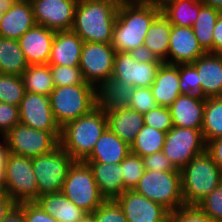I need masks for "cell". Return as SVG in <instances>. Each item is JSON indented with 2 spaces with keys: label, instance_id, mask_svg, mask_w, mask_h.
Listing matches in <instances>:
<instances>
[{
  "label": "cell",
  "instance_id": "cell-23",
  "mask_svg": "<svg viewBox=\"0 0 222 222\" xmlns=\"http://www.w3.org/2000/svg\"><path fill=\"white\" fill-rule=\"evenodd\" d=\"M108 128L130 146L145 125L143 114L129 107L105 109Z\"/></svg>",
  "mask_w": 222,
  "mask_h": 222
},
{
  "label": "cell",
  "instance_id": "cell-46",
  "mask_svg": "<svg viewBox=\"0 0 222 222\" xmlns=\"http://www.w3.org/2000/svg\"><path fill=\"white\" fill-rule=\"evenodd\" d=\"M145 170L150 171H180L174 164L160 151L145 157H142Z\"/></svg>",
  "mask_w": 222,
  "mask_h": 222
},
{
  "label": "cell",
  "instance_id": "cell-29",
  "mask_svg": "<svg viewBox=\"0 0 222 222\" xmlns=\"http://www.w3.org/2000/svg\"><path fill=\"white\" fill-rule=\"evenodd\" d=\"M203 5L200 0H165L160 6L171 25L192 27Z\"/></svg>",
  "mask_w": 222,
  "mask_h": 222
},
{
  "label": "cell",
  "instance_id": "cell-8",
  "mask_svg": "<svg viewBox=\"0 0 222 222\" xmlns=\"http://www.w3.org/2000/svg\"><path fill=\"white\" fill-rule=\"evenodd\" d=\"M74 159L59 145L53 151L32 157L38 197L60 192Z\"/></svg>",
  "mask_w": 222,
  "mask_h": 222
},
{
  "label": "cell",
  "instance_id": "cell-30",
  "mask_svg": "<svg viewBox=\"0 0 222 222\" xmlns=\"http://www.w3.org/2000/svg\"><path fill=\"white\" fill-rule=\"evenodd\" d=\"M171 24L161 13L150 25L144 45L164 63L168 64Z\"/></svg>",
  "mask_w": 222,
  "mask_h": 222
},
{
  "label": "cell",
  "instance_id": "cell-4",
  "mask_svg": "<svg viewBox=\"0 0 222 222\" xmlns=\"http://www.w3.org/2000/svg\"><path fill=\"white\" fill-rule=\"evenodd\" d=\"M180 172L185 206H196L222 182V170L206 150Z\"/></svg>",
  "mask_w": 222,
  "mask_h": 222
},
{
  "label": "cell",
  "instance_id": "cell-57",
  "mask_svg": "<svg viewBox=\"0 0 222 222\" xmlns=\"http://www.w3.org/2000/svg\"><path fill=\"white\" fill-rule=\"evenodd\" d=\"M4 170L5 168H0V194L6 193L4 188Z\"/></svg>",
  "mask_w": 222,
  "mask_h": 222
},
{
  "label": "cell",
  "instance_id": "cell-52",
  "mask_svg": "<svg viewBox=\"0 0 222 222\" xmlns=\"http://www.w3.org/2000/svg\"><path fill=\"white\" fill-rule=\"evenodd\" d=\"M2 222H25L24 214L22 211V203L17 204L6 215Z\"/></svg>",
  "mask_w": 222,
  "mask_h": 222
},
{
  "label": "cell",
  "instance_id": "cell-25",
  "mask_svg": "<svg viewBox=\"0 0 222 222\" xmlns=\"http://www.w3.org/2000/svg\"><path fill=\"white\" fill-rule=\"evenodd\" d=\"M131 153V146L109 128L100 136L91 155L84 162L121 163Z\"/></svg>",
  "mask_w": 222,
  "mask_h": 222
},
{
  "label": "cell",
  "instance_id": "cell-11",
  "mask_svg": "<svg viewBox=\"0 0 222 222\" xmlns=\"http://www.w3.org/2000/svg\"><path fill=\"white\" fill-rule=\"evenodd\" d=\"M206 150L201 129L173 127L165 136L162 152L181 170L195 156Z\"/></svg>",
  "mask_w": 222,
  "mask_h": 222
},
{
  "label": "cell",
  "instance_id": "cell-13",
  "mask_svg": "<svg viewBox=\"0 0 222 222\" xmlns=\"http://www.w3.org/2000/svg\"><path fill=\"white\" fill-rule=\"evenodd\" d=\"M19 119L20 123L51 132L60 140L61 128L54 119L49 96L26 92L19 105Z\"/></svg>",
  "mask_w": 222,
  "mask_h": 222
},
{
  "label": "cell",
  "instance_id": "cell-53",
  "mask_svg": "<svg viewBox=\"0 0 222 222\" xmlns=\"http://www.w3.org/2000/svg\"><path fill=\"white\" fill-rule=\"evenodd\" d=\"M9 153H10V151H9L7 142L4 137H1V141H0V168H5Z\"/></svg>",
  "mask_w": 222,
  "mask_h": 222
},
{
  "label": "cell",
  "instance_id": "cell-41",
  "mask_svg": "<svg viewBox=\"0 0 222 222\" xmlns=\"http://www.w3.org/2000/svg\"><path fill=\"white\" fill-rule=\"evenodd\" d=\"M144 123L157 130L168 132L174 127L169 107L158 106L143 114Z\"/></svg>",
  "mask_w": 222,
  "mask_h": 222
},
{
  "label": "cell",
  "instance_id": "cell-3",
  "mask_svg": "<svg viewBox=\"0 0 222 222\" xmlns=\"http://www.w3.org/2000/svg\"><path fill=\"white\" fill-rule=\"evenodd\" d=\"M160 14V5H119L112 47L116 52H129L144 45L150 25Z\"/></svg>",
  "mask_w": 222,
  "mask_h": 222
},
{
  "label": "cell",
  "instance_id": "cell-33",
  "mask_svg": "<svg viewBox=\"0 0 222 222\" xmlns=\"http://www.w3.org/2000/svg\"><path fill=\"white\" fill-rule=\"evenodd\" d=\"M220 12L211 6L203 5L192 26L198 44L205 53H213V30Z\"/></svg>",
  "mask_w": 222,
  "mask_h": 222
},
{
  "label": "cell",
  "instance_id": "cell-1",
  "mask_svg": "<svg viewBox=\"0 0 222 222\" xmlns=\"http://www.w3.org/2000/svg\"><path fill=\"white\" fill-rule=\"evenodd\" d=\"M118 7L108 0H78L71 30L84 42L112 43Z\"/></svg>",
  "mask_w": 222,
  "mask_h": 222
},
{
  "label": "cell",
  "instance_id": "cell-9",
  "mask_svg": "<svg viewBox=\"0 0 222 222\" xmlns=\"http://www.w3.org/2000/svg\"><path fill=\"white\" fill-rule=\"evenodd\" d=\"M4 188L17 204L38 198L32 158L9 153L4 170Z\"/></svg>",
  "mask_w": 222,
  "mask_h": 222
},
{
  "label": "cell",
  "instance_id": "cell-44",
  "mask_svg": "<svg viewBox=\"0 0 222 222\" xmlns=\"http://www.w3.org/2000/svg\"><path fill=\"white\" fill-rule=\"evenodd\" d=\"M18 123L19 106L0 102V135L4 137Z\"/></svg>",
  "mask_w": 222,
  "mask_h": 222
},
{
  "label": "cell",
  "instance_id": "cell-43",
  "mask_svg": "<svg viewBox=\"0 0 222 222\" xmlns=\"http://www.w3.org/2000/svg\"><path fill=\"white\" fill-rule=\"evenodd\" d=\"M159 105L155 101L150 87H137L134 89L132 98L130 99L128 107L145 114L149 110L155 109Z\"/></svg>",
  "mask_w": 222,
  "mask_h": 222
},
{
  "label": "cell",
  "instance_id": "cell-59",
  "mask_svg": "<svg viewBox=\"0 0 222 222\" xmlns=\"http://www.w3.org/2000/svg\"><path fill=\"white\" fill-rule=\"evenodd\" d=\"M165 0H155V5H161Z\"/></svg>",
  "mask_w": 222,
  "mask_h": 222
},
{
  "label": "cell",
  "instance_id": "cell-21",
  "mask_svg": "<svg viewBox=\"0 0 222 222\" xmlns=\"http://www.w3.org/2000/svg\"><path fill=\"white\" fill-rule=\"evenodd\" d=\"M84 41L72 30L56 31L48 65L79 66Z\"/></svg>",
  "mask_w": 222,
  "mask_h": 222
},
{
  "label": "cell",
  "instance_id": "cell-5",
  "mask_svg": "<svg viewBox=\"0 0 222 222\" xmlns=\"http://www.w3.org/2000/svg\"><path fill=\"white\" fill-rule=\"evenodd\" d=\"M49 97L54 119L60 128L97 106V89L90 84L55 87Z\"/></svg>",
  "mask_w": 222,
  "mask_h": 222
},
{
  "label": "cell",
  "instance_id": "cell-60",
  "mask_svg": "<svg viewBox=\"0 0 222 222\" xmlns=\"http://www.w3.org/2000/svg\"><path fill=\"white\" fill-rule=\"evenodd\" d=\"M108 1H113V2H117L119 4L120 0H108Z\"/></svg>",
  "mask_w": 222,
  "mask_h": 222
},
{
  "label": "cell",
  "instance_id": "cell-10",
  "mask_svg": "<svg viewBox=\"0 0 222 222\" xmlns=\"http://www.w3.org/2000/svg\"><path fill=\"white\" fill-rule=\"evenodd\" d=\"M115 54L111 43L84 42L79 61L84 81L98 89L112 75Z\"/></svg>",
  "mask_w": 222,
  "mask_h": 222
},
{
  "label": "cell",
  "instance_id": "cell-16",
  "mask_svg": "<svg viewBox=\"0 0 222 222\" xmlns=\"http://www.w3.org/2000/svg\"><path fill=\"white\" fill-rule=\"evenodd\" d=\"M115 200L128 222H169L170 212L166 208L135 190H125Z\"/></svg>",
  "mask_w": 222,
  "mask_h": 222
},
{
  "label": "cell",
  "instance_id": "cell-22",
  "mask_svg": "<svg viewBox=\"0 0 222 222\" xmlns=\"http://www.w3.org/2000/svg\"><path fill=\"white\" fill-rule=\"evenodd\" d=\"M205 103L206 100H200L190 94H180L169 106L173 125L180 128L201 129Z\"/></svg>",
  "mask_w": 222,
  "mask_h": 222
},
{
  "label": "cell",
  "instance_id": "cell-58",
  "mask_svg": "<svg viewBox=\"0 0 222 222\" xmlns=\"http://www.w3.org/2000/svg\"><path fill=\"white\" fill-rule=\"evenodd\" d=\"M79 222H96L95 215L87 213Z\"/></svg>",
  "mask_w": 222,
  "mask_h": 222
},
{
  "label": "cell",
  "instance_id": "cell-48",
  "mask_svg": "<svg viewBox=\"0 0 222 222\" xmlns=\"http://www.w3.org/2000/svg\"><path fill=\"white\" fill-rule=\"evenodd\" d=\"M206 151L222 170V137L208 141L206 143Z\"/></svg>",
  "mask_w": 222,
  "mask_h": 222
},
{
  "label": "cell",
  "instance_id": "cell-12",
  "mask_svg": "<svg viewBox=\"0 0 222 222\" xmlns=\"http://www.w3.org/2000/svg\"><path fill=\"white\" fill-rule=\"evenodd\" d=\"M4 138L10 153L30 158L47 154L60 145V140L53 133L22 123L15 125Z\"/></svg>",
  "mask_w": 222,
  "mask_h": 222
},
{
  "label": "cell",
  "instance_id": "cell-19",
  "mask_svg": "<svg viewBox=\"0 0 222 222\" xmlns=\"http://www.w3.org/2000/svg\"><path fill=\"white\" fill-rule=\"evenodd\" d=\"M35 25L30 0H11L0 23V37L19 40Z\"/></svg>",
  "mask_w": 222,
  "mask_h": 222
},
{
  "label": "cell",
  "instance_id": "cell-28",
  "mask_svg": "<svg viewBox=\"0 0 222 222\" xmlns=\"http://www.w3.org/2000/svg\"><path fill=\"white\" fill-rule=\"evenodd\" d=\"M134 89L132 84L111 76L97 89V105L104 109L126 108Z\"/></svg>",
  "mask_w": 222,
  "mask_h": 222
},
{
  "label": "cell",
  "instance_id": "cell-31",
  "mask_svg": "<svg viewBox=\"0 0 222 222\" xmlns=\"http://www.w3.org/2000/svg\"><path fill=\"white\" fill-rule=\"evenodd\" d=\"M28 65L18 40L0 37V74L22 76Z\"/></svg>",
  "mask_w": 222,
  "mask_h": 222
},
{
  "label": "cell",
  "instance_id": "cell-20",
  "mask_svg": "<svg viewBox=\"0 0 222 222\" xmlns=\"http://www.w3.org/2000/svg\"><path fill=\"white\" fill-rule=\"evenodd\" d=\"M192 65L206 98L222 96V53H204Z\"/></svg>",
  "mask_w": 222,
  "mask_h": 222
},
{
  "label": "cell",
  "instance_id": "cell-35",
  "mask_svg": "<svg viewBox=\"0 0 222 222\" xmlns=\"http://www.w3.org/2000/svg\"><path fill=\"white\" fill-rule=\"evenodd\" d=\"M166 132L144 125L131 144V153L145 157L162 151Z\"/></svg>",
  "mask_w": 222,
  "mask_h": 222
},
{
  "label": "cell",
  "instance_id": "cell-49",
  "mask_svg": "<svg viewBox=\"0 0 222 222\" xmlns=\"http://www.w3.org/2000/svg\"><path fill=\"white\" fill-rule=\"evenodd\" d=\"M129 54L138 62H162L145 45L130 50Z\"/></svg>",
  "mask_w": 222,
  "mask_h": 222
},
{
  "label": "cell",
  "instance_id": "cell-15",
  "mask_svg": "<svg viewBox=\"0 0 222 222\" xmlns=\"http://www.w3.org/2000/svg\"><path fill=\"white\" fill-rule=\"evenodd\" d=\"M163 62H138L129 52H116L112 77L137 87H151Z\"/></svg>",
  "mask_w": 222,
  "mask_h": 222
},
{
  "label": "cell",
  "instance_id": "cell-24",
  "mask_svg": "<svg viewBox=\"0 0 222 222\" xmlns=\"http://www.w3.org/2000/svg\"><path fill=\"white\" fill-rule=\"evenodd\" d=\"M150 89L159 106L169 107L181 94L179 65L163 62Z\"/></svg>",
  "mask_w": 222,
  "mask_h": 222
},
{
  "label": "cell",
  "instance_id": "cell-37",
  "mask_svg": "<svg viewBox=\"0 0 222 222\" xmlns=\"http://www.w3.org/2000/svg\"><path fill=\"white\" fill-rule=\"evenodd\" d=\"M121 167L124 191L134 190L145 170L142 157L130 153L121 162Z\"/></svg>",
  "mask_w": 222,
  "mask_h": 222
},
{
  "label": "cell",
  "instance_id": "cell-55",
  "mask_svg": "<svg viewBox=\"0 0 222 222\" xmlns=\"http://www.w3.org/2000/svg\"><path fill=\"white\" fill-rule=\"evenodd\" d=\"M204 5L211 6L222 12V0H200Z\"/></svg>",
  "mask_w": 222,
  "mask_h": 222
},
{
  "label": "cell",
  "instance_id": "cell-45",
  "mask_svg": "<svg viewBox=\"0 0 222 222\" xmlns=\"http://www.w3.org/2000/svg\"><path fill=\"white\" fill-rule=\"evenodd\" d=\"M169 222H213L197 206H183L170 213Z\"/></svg>",
  "mask_w": 222,
  "mask_h": 222
},
{
  "label": "cell",
  "instance_id": "cell-17",
  "mask_svg": "<svg viewBox=\"0 0 222 222\" xmlns=\"http://www.w3.org/2000/svg\"><path fill=\"white\" fill-rule=\"evenodd\" d=\"M204 53L198 44L192 27L171 25L168 64H192Z\"/></svg>",
  "mask_w": 222,
  "mask_h": 222
},
{
  "label": "cell",
  "instance_id": "cell-38",
  "mask_svg": "<svg viewBox=\"0 0 222 222\" xmlns=\"http://www.w3.org/2000/svg\"><path fill=\"white\" fill-rule=\"evenodd\" d=\"M181 94H190L200 100H206L198 79V71L192 64H179Z\"/></svg>",
  "mask_w": 222,
  "mask_h": 222
},
{
  "label": "cell",
  "instance_id": "cell-2",
  "mask_svg": "<svg viewBox=\"0 0 222 222\" xmlns=\"http://www.w3.org/2000/svg\"><path fill=\"white\" fill-rule=\"evenodd\" d=\"M107 128L105 109L97 105L89 113L61 128L60 146L74 161H85Z\"/></svg>",
  "mask_w": 222,
  "mask_h": 222
},
{
  "label": "cell",
  "instance_id": "cell-26",
  "mask_svg": "<svg viewBox=\"0 0 222 222\" xmlns=\"http://www.w3.org/2000/svg\"><path fill=\"white\" fill-rule=\"evenodd\" d=\"M105 199H116L124 192L121 163L85 162Z\"/></svg>",
  "mask_w": 222,
  "mask_h": 222
},
{
  "label": "cell",
  "instance_id": "cell-39",
  "mask_svg": "<svg viewBox=\"0 0 222 222\" xmlns=\"http://www.w3.org/2000/svg\"><path fill=\"white\" fill-rule=\"evenodd\" d=\"M55 87L88 84L79 66L49 65Z\"/></svg>",
  "mask_w": 222,
  "mask_h": 222
},
{
  "label": "cell",
  "instance_id": "cell-51",
  "mask_svg": "<svg viewBox=\"0 0 222 222\" xmlns=\"http://www.w3.org/2000/svg\"><path fill=\"white\" fill-rule=\"evenodd\" d=\"M17 205V203L7 193L0 194V222Z\"/></svg>",
  "mask_w": 222,
  "mask_h": 222
},
{
  "label": "cell",
  "instance_id": "cell-32",
  "mask_svg": "<svg viewBox=\"0 0 222 222\" xmlns=\"http://www.w3.org/2000/svg\"><path fill=\"white\" fill-rule=\"evenodd\" d=\"M26 92L50 96L55 88L48 64L28 65L21 76Z\"/></svg>",
  "mask_w": 222,
  "mask_h": 222
},
{
  "label": "cell",
  "instance_id": "cell-54",
  "mask_svg": "<svg viewBox=\"0 0 222 222\" xmlns=\"http://www.w3.org/2000/svg\"><path fill=\"white\" fill-rule=\"evenodd\" d=\"M119 5H155V0H120Z\"/></svg>",
  "mask_w": 222,
  "mask_h": 222
},
{
  "label": "cell",
  "instance_id": "cell-6",
  "mask_svg": "<svg viewBox=\"0 0 222 222\" xmlns=\"http://www.w3.org/2000/svg\"><path fill=\"white\" fill-rule=\"evenodd\" d=\"M134 190L149 200L160 204L170 213L185 206L180 171L144 170Z\"/></svg>",
  "mask_w": 222,
  "mask_h": 222
},
{
  "label": "cell",
  "instance_id": "cell-27",
  "mask_svg": "<svg viewBox=\"0 0 222 222\" xmlns=\"http://www.w3.org/2000/svg\"><path fill=\"white\" fill-rule=\"evenodd\" d=\"M35 202L59 222H79L87 214L61 191L40 196Z\"/></svg>",
  "mask_w": 222,
  "mask_h": 222
},
{
  "label": "cell",
  "instance_id": "cell-47",
  "mask_svg": "<svg viewBox=\"0 0 222 222\" xmlns=\"http://www.w3.org/2000/svg\"><path fill=\"white\" fill-rule=\"evenodd\" d=\"M22 211L25 222H59L46 213L35 201L23 202Z\"/></svg>",
  "mask_w": 222,
  "mask_h": 222
},
{
  "label": "cell",
  "instance_id": "cell-40",
  "mask_svg": "<svg viewBox=\"0 0 222 222\" xmlns=\"http://www.w3.org/2000/svg\"><path fill=\"white\" fill-rule=\"evenodd\" d=\"M213 222H222V182L196 205Z\"/></svg>",
  "mask_w": 222,
  "mask_h": 222
},
{
  "label": "cell",
  "instance_id": "cell-50",
  "mask_svg": "<svg viewBox=\"0 0 222 222\" xmlns=\"http://www.w3.org/2000/svg\"><path fill=\"white\" fill-rule=\"evenodd\" d=\"M213 53H222V12H220L213 30Z\"/></svg>",
  "mask_w": 222,
  "mask_h": 222
},
{
  "label": "cell",
  "instance_id": "cell-42",
  "mask_svg": "<svg viewBox=\"0 0 222 222\" xmlns=\"http://www.w3.org/2000/svg\"><path fill=\"white\" fill-rule=\"evenodd\" d=\"M93 214L96 222H128L115 199H106Z\"/></svg>",
  "mask_w": 222,
  "mask_h": 222
},
{
  "label": "cell",
  "instance_id": "cell-7",
  "mask_svg": "<svg viewBox=\"0 0 222 222\" xmlns=\"http://www.w3.org/2000/svg\"><path fill=\"white\" fill-rule=\"evenodd\" d=\"M61 192L87 213H93L106 200L84 161H74L70 166Z\"/></svg>",
  "mask_w": 222,
  "mask_h": 222
},
{
  "label": "cell",
  "instance_id": "cell-36",
  "mask_svg": "<svg viewBox=\"0 0 222 222\" xmlns=\"http://www.w3.org/2000/svg\"><path fill=\"white\" fill-rule=\"evenodd\" d=\"M26 91L22 77L13 74H0V102L19 106Z\"/></svg>",
  "mask_w": 222,
  "mask_h": 222
},
{
  "label": "cell",
  "instance_id": "cell-14",
  "mask_svg": "<svg viewBox=\"0 0 222 222\" xmlns=\"http://www.w3.org/2000/svg\"><path fill=\"white\" fill-rule=\"evenodd\" d=\"M36 25L55 31L71 30L78 0H30Z\"/></svg>",
  "mask_w": 222,
  "mask_h": 222
},
{
  "label": "cell",
  "instance_id": "cell-18",
  "mask_svg": "<svg viewBox=\"0 0 222 222\" xmlns=\"http://www.w3.org/2000/svg\"><path fill=\"white\" fill-rule=\"evenodd\" d=\"M56 31L42 25L27 30L18 40L29 65L47 64Z\"/></svg>",
  "mask_w": 222,
  "mask_h": 222
},
{
  "label": "cell",
  "instance_id": "cell-56",
  "mask_svg": "<svg viewBox=\"0 0 222 222\" xmlns=\"http://www.w3.org/2000/svg\"><path fill=\"white\" fill-rule=\"evenodd\" d=\"M11 0H0V23L3 19L5 10L7 9Z\"/></svg>",
  "mask_w": 222,
  "mask_h": 222
},
{
  "label": "cell",
  "instance_id": "cell-34",
  "mask_svg": "<svg viewBox=\"0 0 222 222\" xmlns=\"http://www.w3.org/2000/svg\"><path fill=\"white\" fill-rule=\"evenodd\" d=\"M201 131L205 143L222 137V96L206 98Z\"/></svg>",
  "mask_w": 222,
  "mask_h": 222
}]
</instances>
